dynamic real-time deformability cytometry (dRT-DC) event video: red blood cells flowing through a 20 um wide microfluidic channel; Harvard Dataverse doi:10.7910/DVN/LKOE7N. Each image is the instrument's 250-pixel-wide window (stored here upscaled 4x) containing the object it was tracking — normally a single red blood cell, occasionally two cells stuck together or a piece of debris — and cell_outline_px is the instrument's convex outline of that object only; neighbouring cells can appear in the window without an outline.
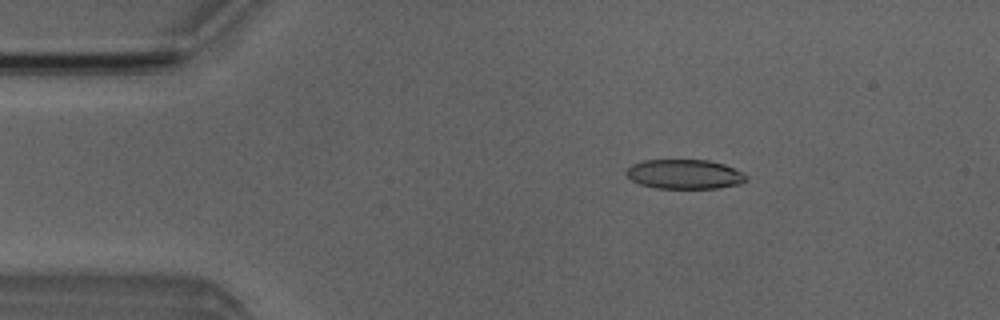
{"species": "Egyptian fruit bat (a non-hibernating species)", "species_latin": "Rousettus aegyptiacus", "temperature_condition": "room temperature", "stored_images_in_passage": 5, "camera_frame_rate_fps": 3000, "um_per_image_px": 0.085, "animal": {"sex": "male"}, "frame": {"image": 1, "passage_image": 2, "time_ms": 1.0, "image_size_px": [1000, 320], "cell_outline_px": [[748, 176], [740, 184], [716, 188], [656, 188], [640, 184], [632, 180], [624, 172], [632, 164], [644, 160], [708, 160], [724, 164]], "centroid_in_image_um": [58.15, 14.8], "position_along_channel_um": 26.8, "area_um2": 20.4}}
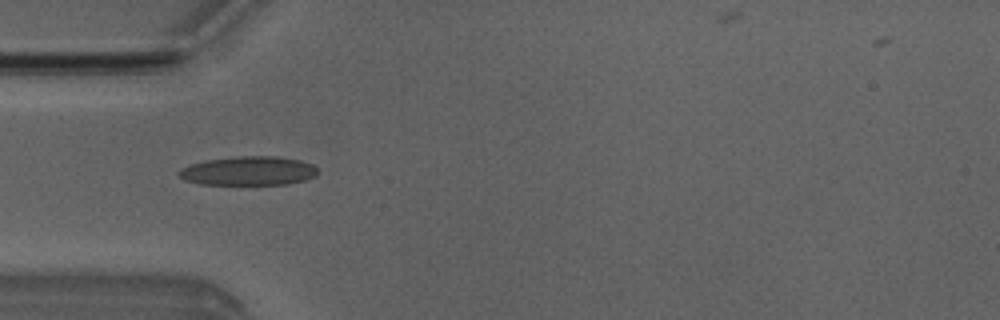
{"frame": {"image": 2, "passage_image": 4, "time_ms": 3.333, "image_size_px": [1000, 320], "cell_outline_px": [[316, 176], [304, 180], [288, 184], [200, 184], [184, 180], [176, 172], [180, 168], [204, 160], [240, 156], [276, 156], [300, 160], [312, 164], [316, 168]], "centroid_in_image_um": [21.1, 14.52], "position_along_channel_um": 63.9, "area_um2": 23.41}}